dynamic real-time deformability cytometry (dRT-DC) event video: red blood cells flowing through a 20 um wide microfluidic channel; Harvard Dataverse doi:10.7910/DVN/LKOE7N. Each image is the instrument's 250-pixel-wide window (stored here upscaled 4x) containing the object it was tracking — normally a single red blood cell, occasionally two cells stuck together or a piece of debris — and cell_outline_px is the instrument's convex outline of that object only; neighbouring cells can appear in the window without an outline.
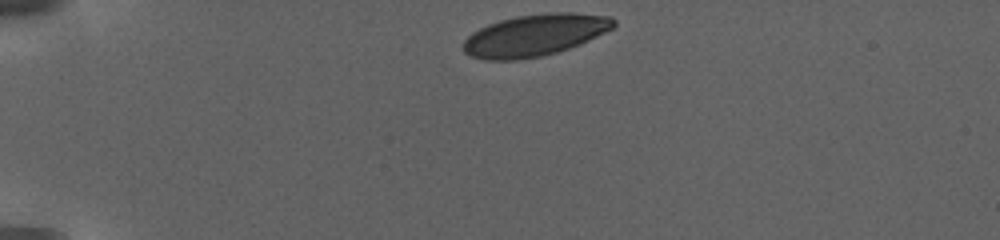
{"species": "human", "species_latin": "Homo sapiens", "temperature_condition": "warm", "stored_images_in_passage": 47, "camera_frame_rate_fps": 3000, "um_per_image_px": 0.085, "donor": {"sex": "female"}, "frame": {"image": 1, "passage_image": 1, "time_ms": 0.0, "image_size_px": [1000, 240], "cell_outline_px": [[616, 24], [612, 28], [580, 44], [556, 52], [540, 56], [516, 60], [484, 60], [472, 56], [464, 52], [464, 40], [472, 32], [488, 24], [500, 20], [516, 16], [548, 12], [572, 12], [612, 16], [616, 20]], "centroid_in_image_um": [45.47, 2.97], "position_along_channel_um": 39.5, "area_um2": 36.53}}
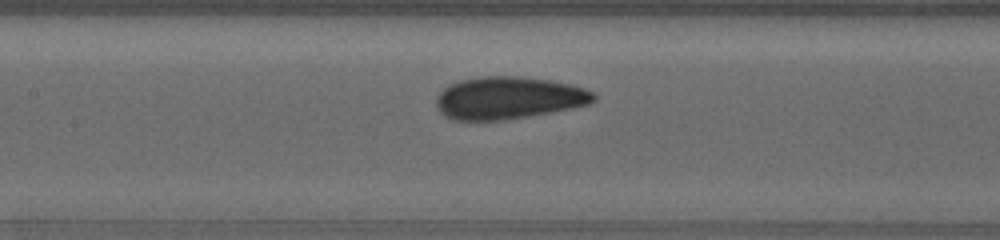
{"frame": {"image": 2, "passage_image": 27, "time_ms": 6.333, "image_size_px": [1000, 240], "cell_outline_px": [[596, 100], [592, 104], [572, 108], [528, 116], [504, 120], [452, 120], [444, 116], [436, 108], [436, 96], [444, 88], [460, 80], [480, 76], [516, 76], [548, 80], [568, 84], [584, 88], [596, 92]], "centroid_in_image_um": [43.23, 8.33], "position_along_channel_um": 164.2, "area_um2": 39.02}}
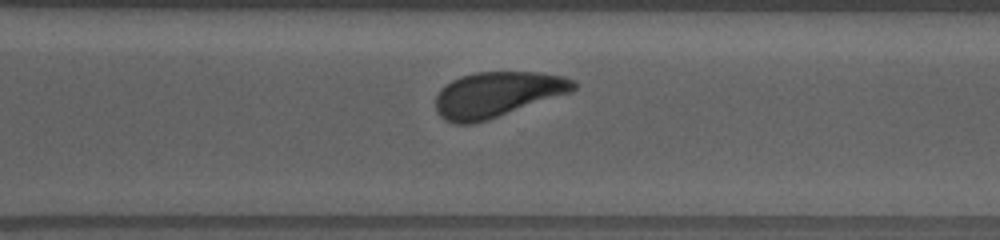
{"frame": {"image": 3, "passage_image": 42, "time_ms": 12.0, "image_size_px": [1000, 240], "cell_outline_px": [[576, 88], [568, 92], [472, 124], [456, 124], [440, 116], [436, 112], [436, 96], [452, 80], [460, 76], [476, 72], [536, 72], [564, 76], [576, 80]], "centroid_in_image_um": [42.23, 8.0], "position_along_channel_um": 328.4, "area_um2": 35.43}}